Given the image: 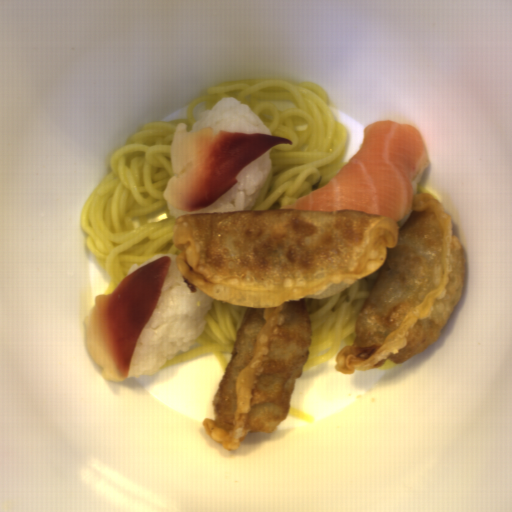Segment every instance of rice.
<instances>
[{"label": "rice", "instance_id": "acb35da6", "mask_svg": "<svg viewBox=\"0 0 512 512\" xmlns=\"http://www.w3.org/2000/svg\"><path fill=\"white\" fill-rule=\"evenodd\" d=\"M345 288H346V286L343 285L342 283L332 284V285H329L326 288H324L319 293H315L312 295H306V297H309V298H312L315 300L316 299H325V298L340 294L342 291L345 290Z\"/></svg>", "mask_w": 512, "mask_h": 512}, {"label": "rice", "instance_id": "023b6e5f", "mask_svg": "<svg viewBox=\"0 0 512 512\" xmlns=\"http://www.w3.org/2000/svg\"><path fill=\"white\" fill-rule=\"evenodd\" d=\"M270 151L271 149L242 169L235 177V185L209 207L194 211H183L166 201L169 214L173 219H176L192 213L250 211L255 206L273 168Z\"/></svg>", "mask_w": 512, "mask_h": 512}, {"label": "rice", "instance_id": "e3fd555f", "mask_svg": "<svg viewBox=\"0 0 512 512\" xmlns=\"http://www.w3.org/2000/svg\"><path fill=\"white\" fill-rule=\"evenodd\" d=\"M410 216H411V214H408V215H406V216L402 217V218L400 219V221H399L398 223H396L397 227H398L399 229H403V227H404L405 223H406V222H407V220L410 218Z\"/></svg>", "mask_w": 512, "mask_h": 512}, {"label": "rice", "instance_id": "b023fe2a", "mask_svg": "<svg viewBox=\"0 0 512 512\" xmlns=\"http://www.w3.org/2000/svg\"><path fill=\"white\" fill-rule=\"evenodd\" d=\"M425 169L414 179L412 185H411V189H412V195H413V198L418 195V190H419V182L423 176V173H424Z\"/></svg>", "mask_w": 512, "mask_h": 512}, {"label": "rice", "instance_id": "8eca5e8b", "mask_svg": "<svg viewBox=\"0 0 512 512\" xmlns=\"http://www.w3.org/2000/svg\"><path fill=\"white\" fill-rule=\"evenodd\" d=\"M206 127H212L214 131L273 135L248 105L232 96H224L212 109L203 111L188 133H196Z\"/></svg>", "mask_w": 512, "mask_h": 512}, {"label": "rice", "instance_id": "652b925c", "mask_svg": "<svg viewBox=\"0 0 512 512\" xmlns=\"http://www.w3.org/2000/svg\"><path fill=\"white\" fill-rule=\"evenodd\" d=\"M160 257L169 267L160 297L138 339L126 378L155 375L177 354L191 349L206 328L213 297L183 277L176 255L160 253L144 263H133L127 277Z\"/></svg>", "mask_w": 512, "mask_h": 512}]
</instances>
